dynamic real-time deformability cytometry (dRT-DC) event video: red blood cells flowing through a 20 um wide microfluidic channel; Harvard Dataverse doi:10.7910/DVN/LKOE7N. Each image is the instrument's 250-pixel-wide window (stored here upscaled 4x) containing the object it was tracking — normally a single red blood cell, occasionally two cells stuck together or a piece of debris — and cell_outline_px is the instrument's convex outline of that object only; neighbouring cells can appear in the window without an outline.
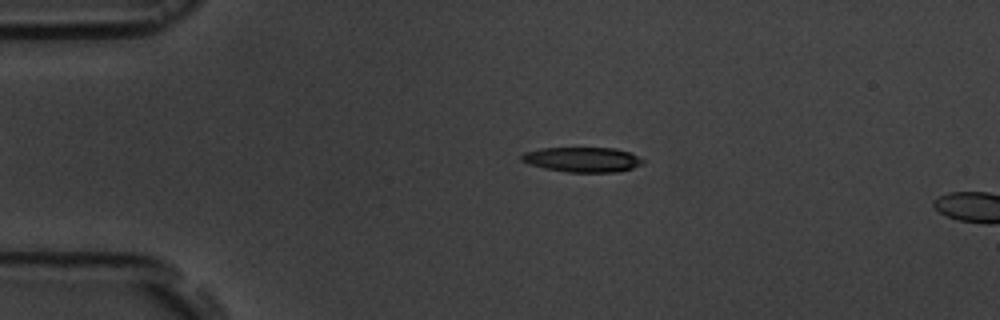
{"species": "common noctule bat (a hibernating species)", "species_latin": "Nyctalus noctula", "temperature_condition": "room temperature", "stored_images_in_passage": 4, "camera_frame_rate_fps": 3000, "um_per_image_px": 0.085, "animal": {"sex": "male", "body_mass_g": 19.5, "forearm_length_mm": 54.6}, "frame": {"image": 1, "passage_image": 3, "time_ms": 2.333, "image_size_px": [1000, 320], "cell_outline_px": [[644, 164], [632, 168], [616, 172], [568, 172], [544, 168], [528, 164], [520, 160], [520, 156], [524, 152], [540, 148], [612, 148], [628, 152], [644, 160]], "centroid_in_image_um": [49.46, 13.56], "position_along_channel_um": 35.5, "area_um2": 17.57}}